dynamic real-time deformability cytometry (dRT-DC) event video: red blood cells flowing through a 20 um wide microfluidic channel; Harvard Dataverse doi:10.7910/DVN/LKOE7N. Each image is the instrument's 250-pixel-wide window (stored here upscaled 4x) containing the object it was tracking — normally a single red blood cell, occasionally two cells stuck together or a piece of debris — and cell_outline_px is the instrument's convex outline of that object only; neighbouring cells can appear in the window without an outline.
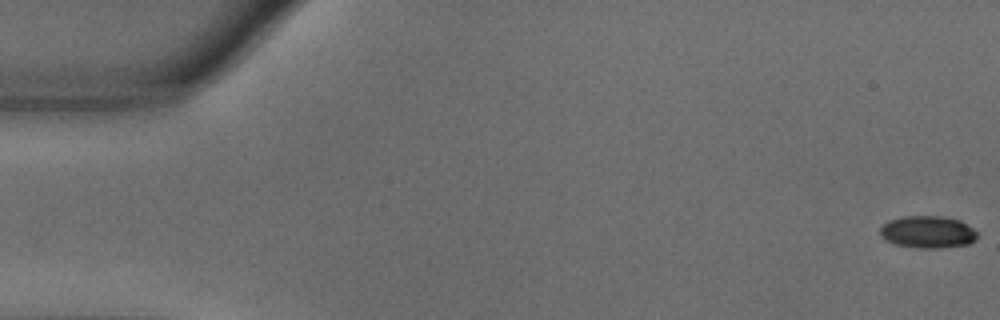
{"species": "common noctule bat (a hibernating species)", "species_latin": "Nyctalus noctula", "temperature_condition": "warm", "stored_images_in_passage": 56, "camera_frame_rate_fps": 3000, "um_per_image_px": 0.085, "animal": {"sex": "male", "body_mass_g": 18.8}, "frame": {"image": 1, "passage_image": 1, "time_ms": 0.0, "image_size_px": [1000, 320], "cell_outline_px": [[980, 236], [976, 240], [968, 244], [940, 248], [916, 248], [896, 244], [884, 240], [880, 236], [880, 228], [888, 220], [904, 216], [944, 216], [960, 220], [972, 228]], "centroid_in_image_um": [78.86, 19.72], "position_along_channel_um": 6.1, "area_um2": 18.44}}
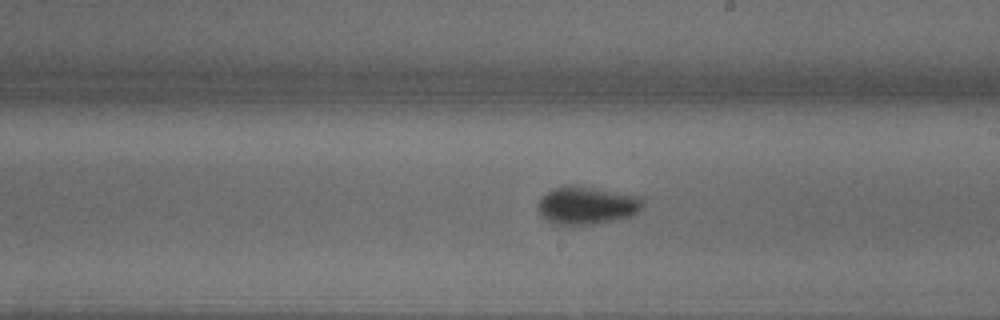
{"frame": {"image": 2, "passage_image": 32, "time_ms": 10.333, "image_size_px": [1000, 320], "cell_outline_px": [[644, 204], [632, 216], [572, 228], [556, 224], [540, 216], [536, 208], [536, 204], [548, 192], [564, 184], [572, 184], [640, 196], [644, 200]], "centroid_in_image_um": [49.83, 17.48], "position_along_channel_um": 239.2, "area_um2": 23.52}}
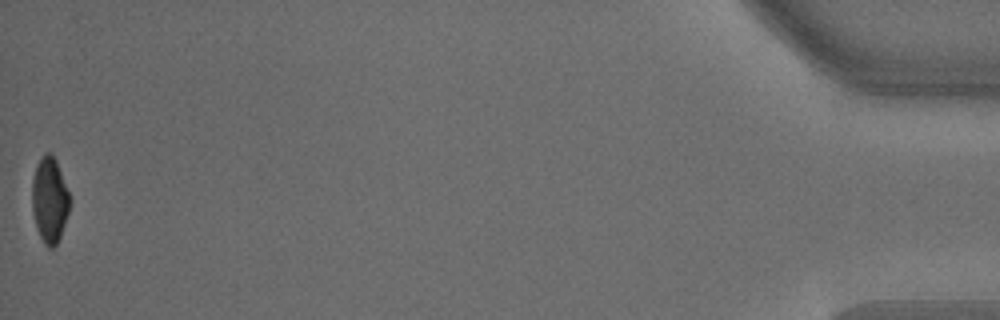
{"frame": {"image": 3, "passage_image": 56, "time_ms": 18.333, "image_size_px": [1000, 320], "cell_outline_px": [[72, 200], [60, 236], [56, 244], [52, 248], [48, 248], [44, 244], [36, 228], [32, 212], [32, 176], [44, 152], [52, 152], [56, 160]], "centroid_in_image_um": [4.21, 16.99], "position_along_channel_um": 431.0, "area_um2": 18.9}, "authors_computed_cell_mechanics": {"area_um2": 20.3167, "velocity_mm_per_s": 3.6366, "shape_relaxation_time_tau1_ms": 3.405, "shape_relaxation_time_tau2_ms": null, "deformation_change_tau1": 0.1452, "deformation_change_tau2": null}}